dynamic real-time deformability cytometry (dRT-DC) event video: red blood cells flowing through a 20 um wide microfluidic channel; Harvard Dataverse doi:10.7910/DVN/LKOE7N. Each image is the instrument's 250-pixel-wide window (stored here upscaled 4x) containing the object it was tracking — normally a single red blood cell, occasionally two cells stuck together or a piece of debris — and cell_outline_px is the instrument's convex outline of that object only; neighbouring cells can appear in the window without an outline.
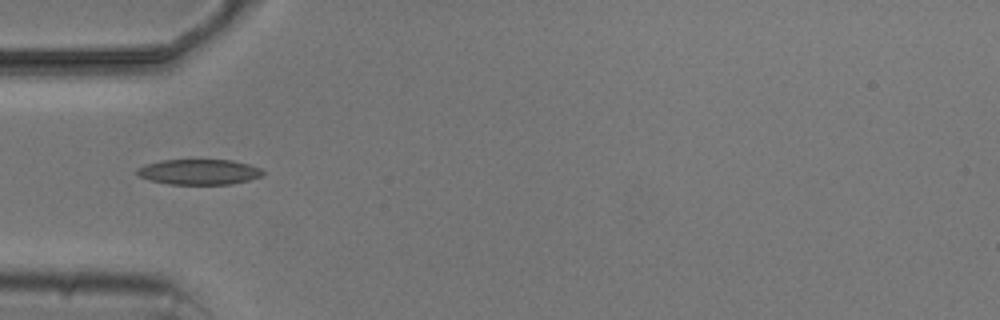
{"species": "common noctule bat (a hibernating species)", "species_latin": "Nyctalus noctula", "temperature_condition": "cold", "stored_images_in_passage": 2, "camera_frame_rate_fps": 3000, "um_per_image_px": 0.085, "animal": {"sex": "male", "body_mass_g": 20.5, "forearm_length_mm": 52.5}, "frame": {"image": 1, "passage_image": 1, "time_ms": 0.0, "image_size_px": [1000, 320], "cell_outline_px": [[264, 172], [260, 176], [248, 180], [228, 184], [168, 184], [152, 180], [140, 176], [136, 172], [136, 168], [144, 164], [160, 160], [232, 160], [248, 164], [260, 168]], "centroid_in_image_um": [16.88, 14.6], "position_along_channel_um": 68.1, "area_um2": 18.44}}
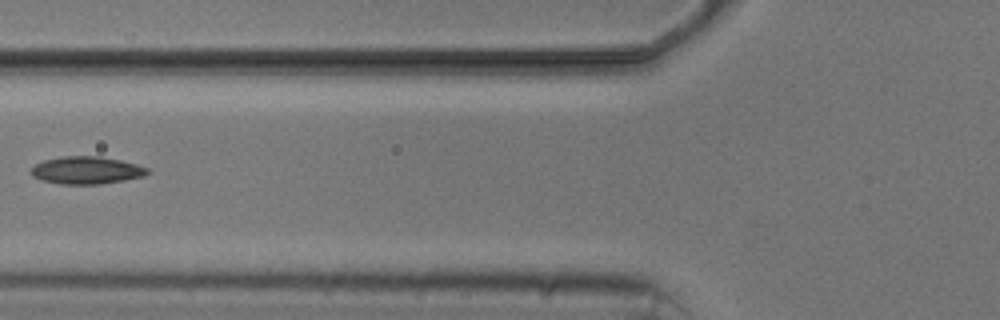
{"frame": {"image": 2, "passage_image": 2, "time_ms": 1.333, "image_size_px": [1000, 320], "cell_outline_px": [[148, 172], [144, 176], [124, 180], [100, 184], [60, 184], [40, 180], [32, 176], [32, 168], [36, 164], [44, 160], [60, 156], [100, 156], [120, 160], [136, 164], [148, 168]], "centroid_in_image_um": [7.33, 14.47], "position_along_channel_um": 118.5, "area_um2": 18.61}}